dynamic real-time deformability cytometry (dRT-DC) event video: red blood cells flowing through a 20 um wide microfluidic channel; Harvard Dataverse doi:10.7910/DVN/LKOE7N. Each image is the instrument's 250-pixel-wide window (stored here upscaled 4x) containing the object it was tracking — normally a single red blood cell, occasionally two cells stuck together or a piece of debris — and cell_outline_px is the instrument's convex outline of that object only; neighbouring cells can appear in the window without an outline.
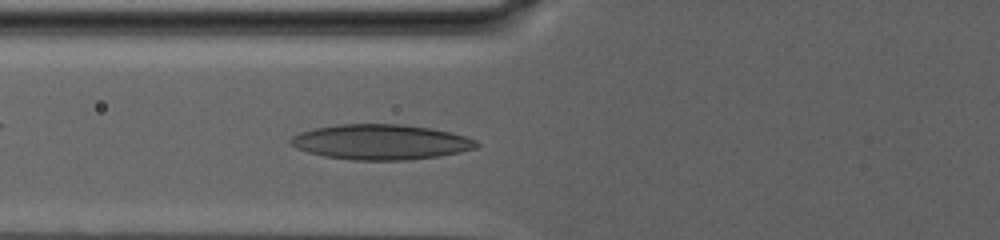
{"species": "human", "species_latin": "Homo sapiens", "temperature_condition": "warm", "stored_images_in_passage": 33, "camera_frame_rate_fps": 3000, "um_per_image_px": 0.085, "donor": {"sex": "male"}, "frame": {"image": 1, "passage_image": 18, "time_ms": 5.667, "image_size_px": [1000, 240], "cell_outline_px": [[480, 144], [476, 148], [460, 152], [436, 156], [408, 160], [352, 160], [324, 156], [308, 152], [296, 148], [288, 144], [288, 140], [292, 136], [300, 132], [316, 128], [340, 124], [400, 124], [432, 128], [452, 132], [476, 140]], "centroid_in_image_um": [32.35, 12.07], "position_along_channel_um": 93.4, "area_um2": 38.21}}
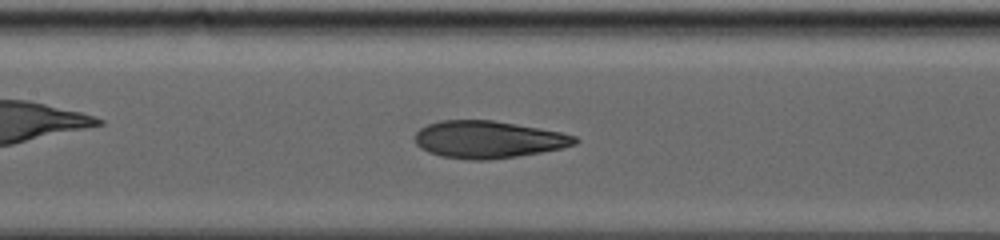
{"frame": {"image": 2, "passage_image": 27, "time_ms": 8.667, "image_size_px": [1000, 240], "cell_outline_px": [[580, 140], [576, 144], [564, 148], [516, 156], [488, 160], [468, 160], [440, 156], [428, 152], [420, 148], [416, 144], [416, 132], [420, 128], [428, 124], [440, 120], [492, 120], [540, 128], [560, 132], [576, 136]], "centroid_in_image_um": [41.5, 11.86], "position_along_channel_um": 165.9, "area_um2": 34.8}}
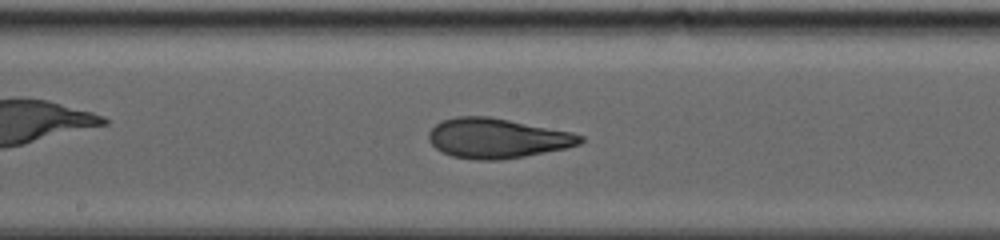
{"frame": {"image": 3, "passage_image": 32, "time_ms": 10.333, "image_size_px": [1000, 240], "cell_outline_px": [[584, 140], [580, 144], [568, 148], [524, 156], [500, 160], [476, 160], [452, 156], [436, 148], [428, 140], [428, 132], [440, 120], [456, 116], [488, 116], [572, 132], [584, 136]], "centroid_in_image_um": [42.25, 11.75], "position_along_channel_um": 205.9, "area_um2": 35.26}}